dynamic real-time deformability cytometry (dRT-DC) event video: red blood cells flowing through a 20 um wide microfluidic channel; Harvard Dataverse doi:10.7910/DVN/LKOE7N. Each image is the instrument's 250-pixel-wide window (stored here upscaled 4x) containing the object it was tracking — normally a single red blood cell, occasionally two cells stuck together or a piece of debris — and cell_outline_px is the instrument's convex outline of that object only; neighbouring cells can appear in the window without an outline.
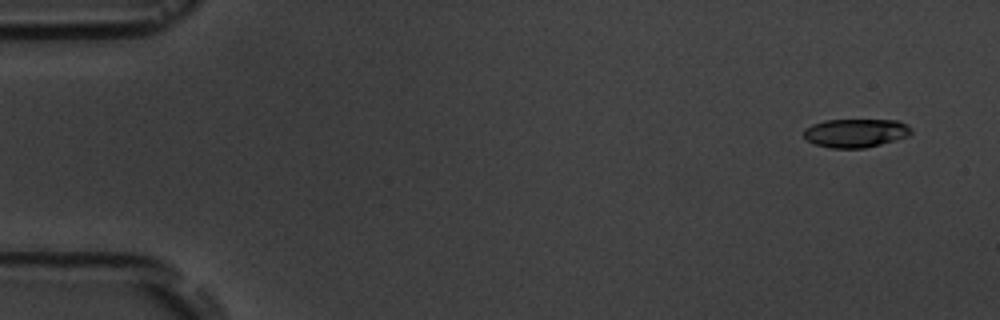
{"species": "common noctule bat (a hibernating species)", "species_latin": "Nyctalus noctula", "temperature_condition": "room temperature", "stored_images_in_passage": 4, "camera_frame_rate_fps": 3000, "um_per_image_px": 0.085, "animal": {"sex": "male", "body_mass_g": 19.5, "forearm_length_mm": 54.6}, "frame": {"image": 1, "passage_image": 1, "time_ms": 0.0, "image_size_px": [1000, 320], "cell_outline_px": [[912, 132], [908, 136], [896, 140], [864, 148], [832, 148], [816, 144], [804, 140], [804, 128], [812, 124], [824, 120], [900, 120], [908, 124], [912, 128]], "centroid_in_image_um": [72.74, 11.29], "position_along_channel_um": 12.3, "area_um2": 18.09}}